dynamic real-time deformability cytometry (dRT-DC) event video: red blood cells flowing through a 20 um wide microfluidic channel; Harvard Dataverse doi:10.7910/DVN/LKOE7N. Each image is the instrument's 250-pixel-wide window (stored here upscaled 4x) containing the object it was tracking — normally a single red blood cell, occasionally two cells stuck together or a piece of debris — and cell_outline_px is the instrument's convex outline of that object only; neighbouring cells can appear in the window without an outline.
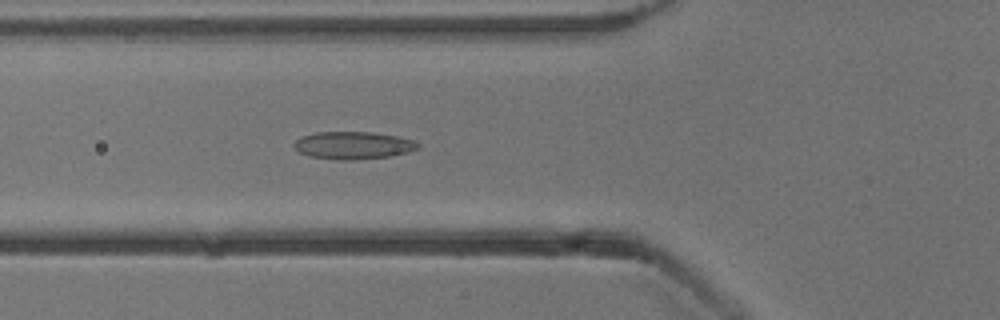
{"species": "common noctule bat (a hibernating species)", "species_latin": "Nyctalus noctula", "temperature_condition": "cold", "stored_images_in_passage": 54, "camera_frame_rate_fps": 3000, "um_per_image_px": 0.085, "animal": {"sex": "male", "body_mass_g": 13.3}, "frame": {"image": 1, "passage_image": 20, "time_ms": 6.333, "image_size_px": [1000, 320], "cell_outline_px": [[420, 148], [408, 152], [392, 156], [356, 160], [336, 160], [308, 156], [300, 152], [292, 144], [300, 136], [316, 132], [372, 132], [396, 136], [412, 140], [420, 144]], "centroid_in_image_um": [30.01, 12.36], "position_along_channel_um": 95.8, "area_um2": 20.06}}
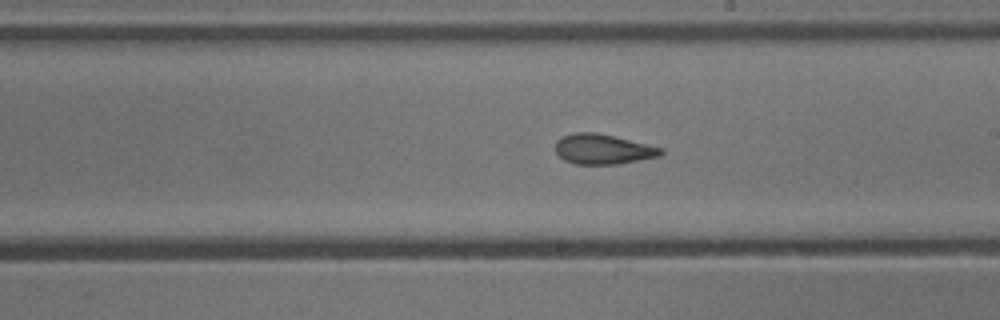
{"frame": {"image": 2, "passage_image": 31, "time_ms": 10.0, "image_size_px": [1000, 320], "cell_outline_px": [[664, 152], [660, 156], [616, 164], [576, 164], [564, 160], [556, 152], [556, 140], [560, 136], [572, 132], [596, 132], [664, 148]], "centroid_in_image_um": [51.23, 12.67], "position_along_channel_um": 237.8, "area_um2": 18.5}}
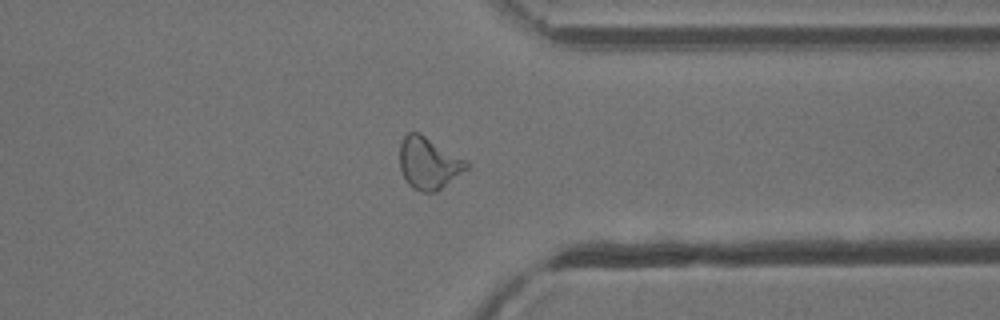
{"frame": {"image": 3, "passage_image": 42, "time_ms": 13.667, "image_size_px": [1000, 320], "cell_outline_px": [[468, 168], [436, 192], [420, 192], [412, 188], [408, 184], [400, 168], [400, 144], [404, 136], [408, 132], [420, 132], [468, 160]], "centroid_in_image_um": [36.44, 13.85], "position_along_channel_um": 375.0, "area_um2": 20.35}, "authors_computed_cell_mechanics": {"area_um2": 20.2878, "velocity_mm_per_s": 3.8461, "shape_relaxation_time_tau1_ms": null, "shape_relaxation_time_tau2_ms": 1.817, "deformation_change_tau1": null, "deformation_change_tau2": 0.0919}}